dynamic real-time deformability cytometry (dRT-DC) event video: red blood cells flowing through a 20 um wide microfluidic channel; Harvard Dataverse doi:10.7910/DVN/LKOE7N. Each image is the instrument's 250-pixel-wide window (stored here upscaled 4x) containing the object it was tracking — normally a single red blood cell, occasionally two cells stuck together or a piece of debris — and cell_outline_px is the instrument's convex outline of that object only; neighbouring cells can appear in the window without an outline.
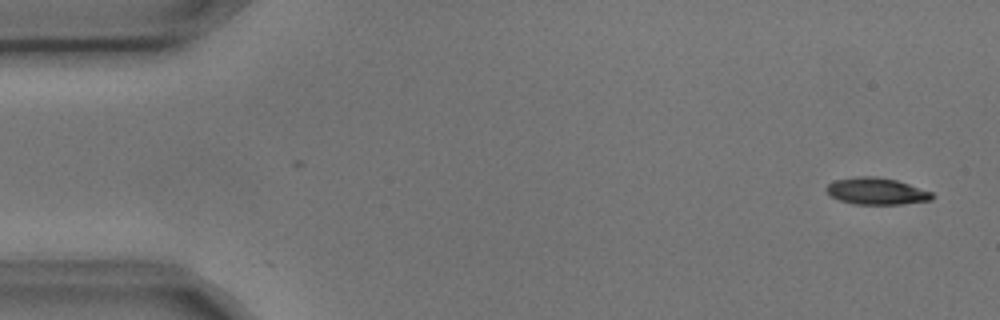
{"species": "common noctule bat (a hibernating species)", "species_latin": "Nyctalus noctula", "temperature_condition": "cold", "stored_images_in_passage": 6, "camera_frame_rate_fps": 3000, "um_per_image_px": 0.085, "animal": {"sex": "male", "body_mass_g": 17.9, "forearm_length_mm": 54.2}, "frame": {"image": 1, "passage_image": 1, "time_ms": 0.0, "image_size_px": [1000, 320], "cell_outline_px": [[936, 196], [932, 200], [904, 204], [856, 204], [840, 200], [832, 196], [824, 188], [828, 184], [836, 180], [856, 176], [872, 176], [896, 180], [932, 192]], "centroid_in_image_um": [74.53, 16.25], "position_along_channel_um": 10.5, "area_um2": 16.42}}
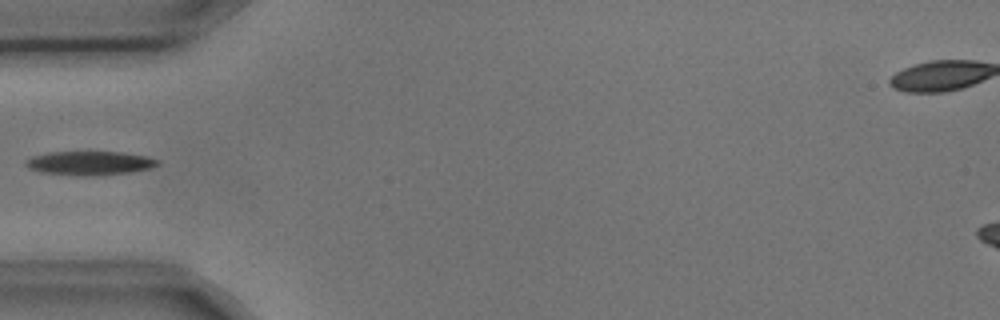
{"frame": {"image": 2, "passage_image": 5, "time_ms": 1.333, "image_size_px": [1000, 320], "cell_outline_px": [[160, 164], [152, 168], [128, 172], [96, 176], [40, 172], [28, 168], [24, 164], [24, 160], [32, 156], [48, 152], [124, 152], [144, 156], [160, 160]], "centroid_in_image_um": [7.62, 13.85], "position_along_channel_um": 77.4, "area_um2": 18.32}}